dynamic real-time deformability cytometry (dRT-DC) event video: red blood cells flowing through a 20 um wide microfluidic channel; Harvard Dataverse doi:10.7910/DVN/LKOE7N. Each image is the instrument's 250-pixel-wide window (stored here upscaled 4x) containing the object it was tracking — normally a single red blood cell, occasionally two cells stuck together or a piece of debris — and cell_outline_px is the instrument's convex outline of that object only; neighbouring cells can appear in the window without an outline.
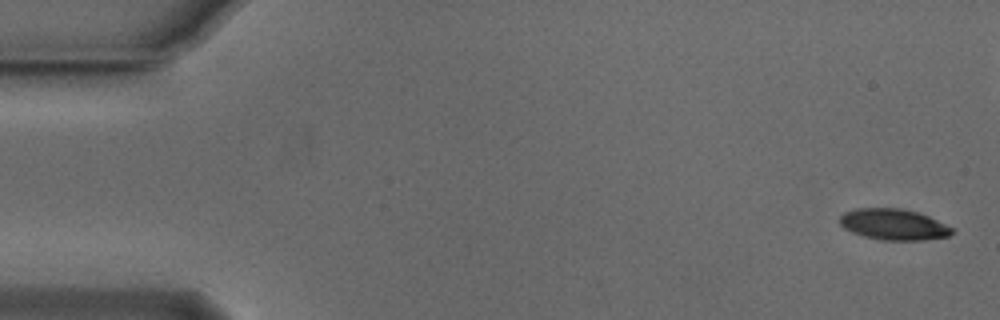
{"species": "Egyptian fruit bat (a non-hibernating species)", "species_latin": "Rousettus aegyptiacus", "temperature_condition": "cold", "stored_images_in_passage": 4, "camera_frame_rate_fps": 3000, "um_per_image_px": 0.085, "animal": {"sex": "male"}, "frame": {"image": 1, "passage_image": 1, "time_ms": 0.0, "image_size_px": [1000, 320], "cell_outline_px": [[952, 232], [948, 236], [924, 240], [880, 240], [864, 236], [852, 232], [844, 228], [840, 224], [840, 216], [844, 212], [856, 208], [900, 208], [916, 212], [928, 216], [952, 228]], "centroid_in_image_um": [75.91, 19.08], "position_along_channel_um": 9.1, "area_um2": 20.11}}